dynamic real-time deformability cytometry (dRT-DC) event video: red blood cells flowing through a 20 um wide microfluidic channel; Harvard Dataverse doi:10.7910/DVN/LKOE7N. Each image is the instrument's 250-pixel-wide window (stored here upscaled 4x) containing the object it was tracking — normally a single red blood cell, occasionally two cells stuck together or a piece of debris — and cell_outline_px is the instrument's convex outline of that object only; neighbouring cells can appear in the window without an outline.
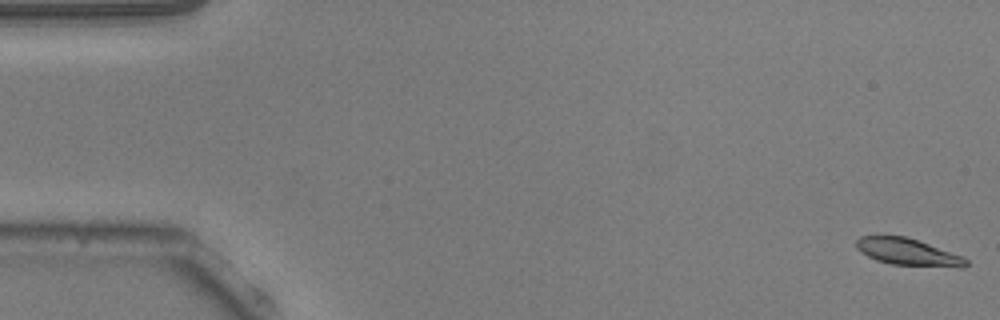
{"species": "common noctule bat (a hibernating species)", "species_latin": "Nyctalus noctula", "temperature_condition": "warm", "stored_images_in_passage": 53, "camera_frame_rate_fps": 3000, "um_per_image_px": 0.085, "animal": {"sex": "male", "body_mass_g": 20.5, "forearm_length_mm": 52.5}, "frame": {"image": 1, "passage_image": 1, "time_ms": 0.0, "image_size_px": [1000, 320], "cell_outline_px": [[968, 264], [964, 268], [960, 268], [892, 264], [876, 260], [860, 252], [856, 248], [856, 240], [860, 236], [904, 236], [964, 256], [968, 260]], "centroid_in_image_um": [77.2, 21.44], "position_along_channel_um": 7.8, "area_um2": 17.22}}
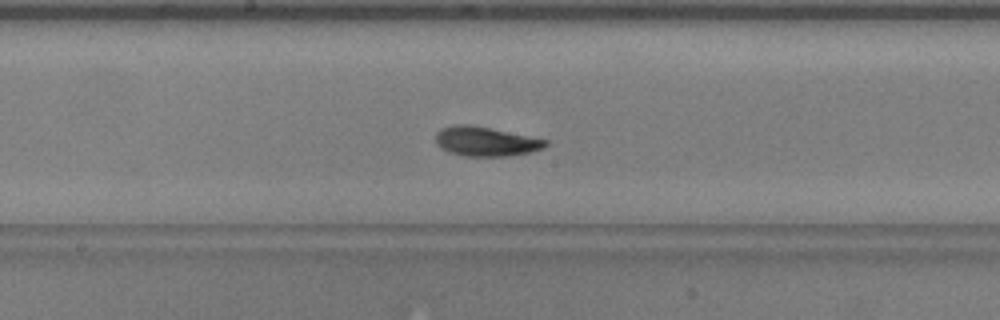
{"frame": {"image": 2, "passage_image": 28, "time_ms": 9.0, "image_size_px": [1000, 320], "cell_outline_px": [[548, 144], [544, 148], [528, 152], [508, 156], [464, 156], [448, 152], [440, 148], [436, 144], [436, 132], [440, 128], [456, 124], [472, 124], [548, 140]], "centroid_in_image_um": [41.24, 12.01], "position_along_channel_um": 207.0, "area_um2": 18.96}}
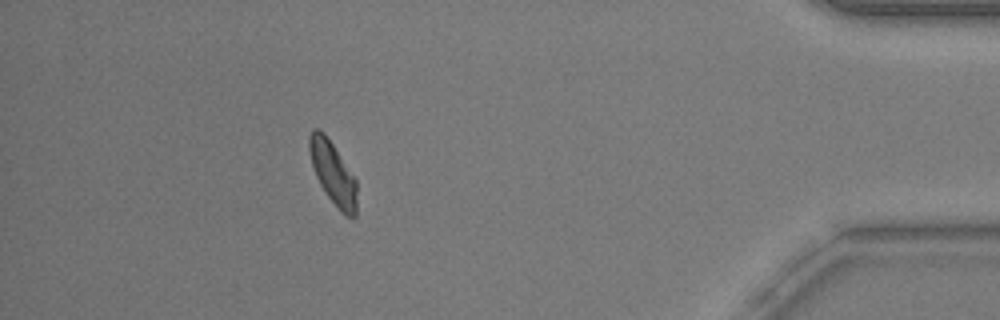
{"frame": {"image": 3, "passage_image": 48, "time_ms": 15.667, "image_size_px": [1000, 320], "cell_outline_px": [[356, 216], [344, 216], [340, 212], [328, 196], [320, 184], [316, 176], [312, 164], [308, 148], [308, 136], [312, 128], [316, 128], [324, 132], [356, 180]], "centroid_in_image_um": [28.27, 14.7], "position_along_channel_um": 406.9, "area_um2": 17.11}, "authors_computed_cell_mechanics": {"area_um2": 18.2648, "velocity_mm_per_s": 3.7854, "shape_relaxation_time_tau1_ms": 2.3855, "shape_relaxation_time_tau2_ms": 3.1125, "deformation_change_tau1": 0.1285, "deformation_change_tau2": 0.027}}